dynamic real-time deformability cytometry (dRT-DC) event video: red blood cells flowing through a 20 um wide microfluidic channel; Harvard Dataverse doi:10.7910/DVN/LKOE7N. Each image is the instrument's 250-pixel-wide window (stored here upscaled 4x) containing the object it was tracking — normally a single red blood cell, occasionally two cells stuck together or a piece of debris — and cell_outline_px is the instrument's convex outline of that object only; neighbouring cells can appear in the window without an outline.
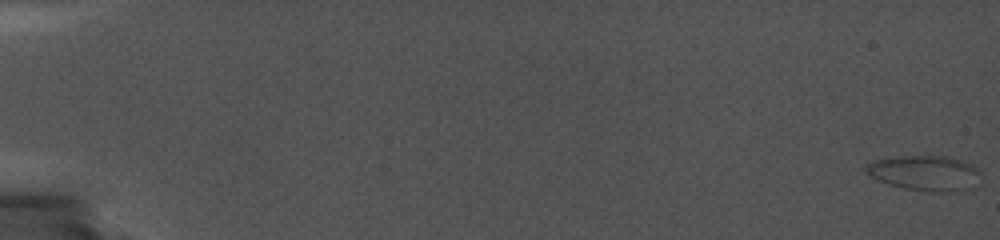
{"species": "common noctule bat (a hibernating species)", "species_latin": "Nyctalus noctula", "temperature_condition": "cold", "stored_images_in_passage": 32, "camera_frame_rate_fps": 5000, "um_per_image_px": 0.085, "animal": {"sex": "female", "body_mass_g": 19.0, "forearm_length_mm": 56.7}, "frame": {"image": 1, "passage_image": 1, "time_ms": 0.0, "image_size_px": [1000, 240], "cell_outline_px": [[980, 184], [972, 188], [956, 192], [928, 192], [904, 188], [880, 180], [872, 176], [864, 168], [864, 164], [876, 160], [896, 156], [948, 156], [972, 164], [980, 172]], "centroid_in_image_um": [78.7, 14.72], "position_along_channel_um": 6.3, "area_um2": 23.7}}
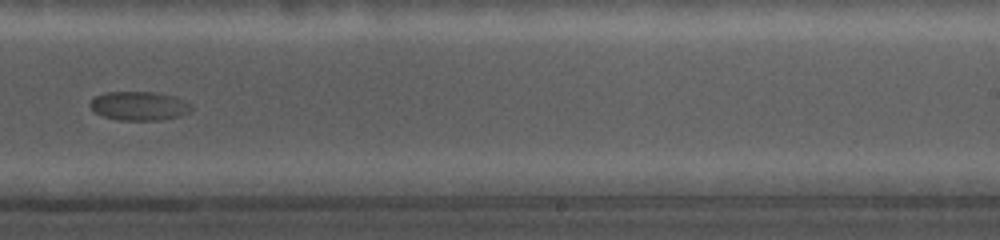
{"frame": {"image": 2, "passage_image": 26, "time_ms": 13.6, "image_size_px": [1000, 240], "cell_outline_px": [[192, 112], [180, 116], [160, 120], [120, 120], [104, 116], [96, 112], [88, 104], [96, 96], [104, 92], [156, 92], [176, 96], [192, 104]], "centroid_in_image_um": [11.89, 9.0], "position_along_channel_um": 277.1, "area_um2": 17.17}}
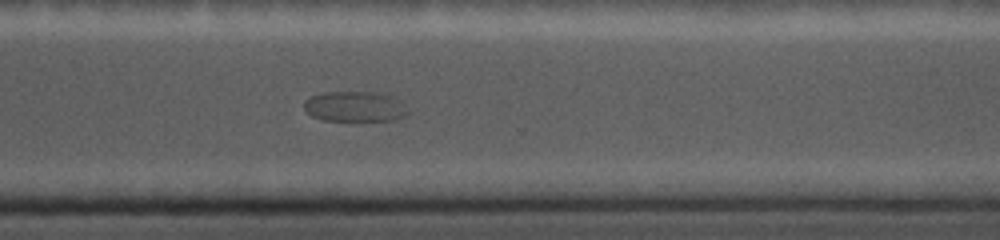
{"frame": {"image": 3, "passage_image": 29, "time_ms": 15.4, "image_size_px": [1000, 240], "cell_outline_px": [[408, 112], [404, 116], [396, 120], [324, 120], [312, 116], [304, 108], [304, 100], [312, 96], [324, 92], [380, 92], [392, 96]], "centroid_in_image_um": [30.12, 9.05], "position_along_channel_um": 340.5, "area_um2": 18.03}}